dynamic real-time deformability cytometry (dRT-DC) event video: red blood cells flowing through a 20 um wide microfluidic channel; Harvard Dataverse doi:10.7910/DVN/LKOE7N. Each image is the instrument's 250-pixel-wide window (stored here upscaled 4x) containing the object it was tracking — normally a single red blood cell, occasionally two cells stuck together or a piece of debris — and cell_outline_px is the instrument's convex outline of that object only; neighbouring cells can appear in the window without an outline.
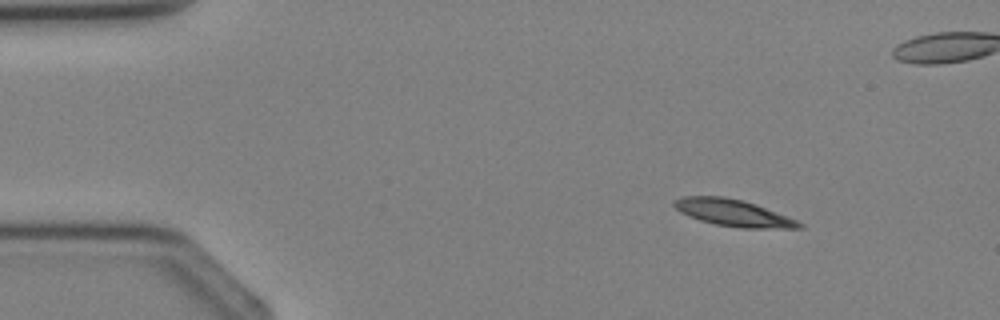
{"species": "Egyptian fruit bat (a non-hibernating species)", "species_latin": "Rousettus aegyptiacus", "temperature_condition": "cold", "stored_images_in_passage": 4, "camera_frame_rate_fps": 3000, "um_per_image_px": 0.085, "animal": {"sex": "female"}, "frame": {"image": 1, "passage_image": 1, "time_ms": 0.0, "image_size_px": [1000, 320], "cell_outline_px": [[804, 228], [740, 228], [716, 224], [700, 220], [688, 216], [680, 212], [672, 204], [672, 200], [680, 196], [724, 196], [756, 204], [796, 220], [804, 224]], "centroid_in_image_um": [62.28, 18.08], "position_along_channel_um": 22.7, "area_um2": 19.48}}